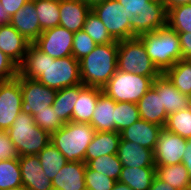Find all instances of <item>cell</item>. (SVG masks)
<instances>
[{
	"instance_id": "b9f144b4",
	"label": "cell",
	"mask_w": 191,
	"mask_h": 190,
	"mask_svg": "<svg viewBox=\"0 0 191 190\" xmlns=\"http://www.w3.org/2000/svg\"><path fill=\"white\" fill-rule=\"evenodd\" d=\"M18 151L6 131L0 134V161L19 158Z\"/></svg>"
},
{
	"instance_id": "1f68e13d",
	"label": "cell",
	"mask_w": 191,
	"mask_h": 190,
	"mask_svg": "<svg viewBox=\"0 0 191 190\" xmlns=\"http://www.w3.org/2000/svg\"><path fill=\"white\" fill-rule=\"evenodd\" d=\"M84 163L89 169L105 174L116 181L119 180L123 167L117 154L104 155L94 160H85Z\"/></svg>"
},
{
	"instance_id": "f35d334b",
	"label": "cell",
	"mask_w": 191,
	"mask_h": 190,
	"mask_svg": "<svg viewBox=\"0 0 191 190\" xmlns=\"http://www.w3.org/2000/svg\"><path fill=\"white\" fill-rule=\"evenodd\" d=\"M96 46L97 44L85 31L79 30L74 32L72 56L76 60H80L88 55Z\"/></svg>"
},
{
	"instance_id": "484cf974",
	"label": "cell",
	"mask_w": 191,
	"mask_h": 190,
	"mask_svg": "<svg viewBox=\"0 0 191 190\" xmlns=\"http://www.w3.org/2000/svg\"><path fill=\"white\" fill-rule=\"evenodd\" d=\"M83 86L78 84L57 90L52 107L64 124L72 121V112L79 97V90Z\"/></svg>"
},
{
	"instance_id": "11a10c76",
	"label": "cell",
	"mask_w": 191,
	"mask_h": 190,
	"mask_svg": "<svg viewBox=\"0 0 191 190\" xmlns=\"http://www.w3.org/2000/svg\"><path fill=\"white\" fill-rule=\"evenodd\" d=\"M189 108L191 110V95L189 96Z\"/></svg>"
},
{
	"instance_id": "d590c367",
	"label": "cell",
	"mask_w": 191,
	"mask_h": 190,
	"mask_svg": "<svg viewBox=\"0 0 191 190\" xmlns=\"http://www.w3.org/2000/svg\"><path fill=\"white\" fill-rule=\"evenodd\" d=\"M141 119L137 103L116 102L115 105V131L121 132L126 127Z\"/></svg>"
},
{
	"instance_id": "d4e9b609",
	"label": "cell",
	"mask_w": 191,
	"mask_h": 190,
	"mask_svg": "<svg viewBox=\"0 0 191 190\" xmlns=\"http://www.w3.org/2000/svg\"><path fill=\"white\" fill-rule=\"evenodd\" d=\"M102 88L83 86L72 112V121L90 123Z\"/></svg>"
},
{
	"instance_id": "277c9868",
	"label": "cell",
	"mask_w": 191,
	"mask_h": 190,
	"mask_svg": "<svg viewBox=\"0 0 191 190\" xmlns=\"http://www.w3.org/2000/svg\"><path fill=\"white\" fill-rule=\"evenodd\" d=\"M95 132L89 123L71 121L51 133L50 143L65 156L68 162H84L86 149Z\"/></svg>"
},
{
	"instance_id": "ba28073f",
	"label": "cell",
	"mask_w": 191,
	"mask_h": 190,
	"mask_svg": "<svg viewBox=\"0 0 191 190\" xmlns=\"http://www.w3.org/2000/svg\"><path fill=\"white\" fill-rule=\"evenodd\" d=\"M91 10L103 22L107 31L115 41L134 38L129 19L132 14L128 13L117 0L100 2L91 6Z\"/></svg>"
},
{
	"instance_id": "5b68a950",
	"label": "cell",
	"mask_w": 191,
	"mask_h": 190,
	"mask_svg": "<svg viewBox=\"0 0 191 190\" xmlns=\"http://www.w3.org/2000/svg\"><path fill=\"white\" fill-rule=\"evenodd\" d=\"M6 133L19 156L37 155L51 142V134L37 126L32 115L23 112Z\"/></svg>"
},
{
	"instance_id": "bcb514c9",
	"label": "cell",
	"mask_w": 191,
	"mask_h": 190,
	"mask_svg": "<svg viewBox=\"0 0 191 190\" xmlns=\"http://www.w3.org/2000/svg\"><path fill=\"white\" fill-rule=\"evenodd\" d=\"M182 164L185 166L189 173V180L191 183V138L187 139V146L182 159Z\"/></svg>"
},
{
	"instance_id": "7402d4cb",
	"label": "cell",
	"mask_w": 191,
	"mask_h": 190,
	"mask_svg": "<svg viewBox=\"0 0 191 190\" xmlns=\"http://www.w3.org/2000/svg\"><path fill=\"white\" fill-rule=\"evenodd\" d=\"M137 106L142 120L165 127L168 115L162 105L161 96L152 87L137 102Z\"/></svg>"
},
{
	"instance_id": "f546056e",
	"label": "cell",
	"mask_w": 191,
	"mask_h": 190,
	"mask_svg": "<svg viewBox=\"0 0 191 190\" xmlns=\"http://www.w3.org/2000/svg\"><path fill=\"white\" fill-rule=\"evenodd\" d=\"M46 177L53 180L61 168L67 164L65 156L51 143L37 154Z\"/></svg>"
},
{
	"instance_id": "603a6c76",
	"label": "cell",
	"mask_w": 191,
	"mask_h": 190,
	"mask_svg": "<svg viewBox=\"0 0 191 190\" xmlns=\"http://www.w3.org/2000/svg\"><path fill=\"white\" fill-rule=\"evenodd\" d=\"M115 105L116 102L104 92L99 94L96 108L89 123L95 131H115Z\"/></svg>"
},
{
	"instance_id": "5bb4252c",
	"label": "cell",
	"mask_w": 191,
	"mask_h": 190,
	"mask_svg": "<svg viewBox=\"0 0 191 190\" xmlns=\"http://www.w3.org/2000/svg\"><path fill=\"white\" fill-rule=\"evenodd\" d=\"M22 176V186L27 190H54L52 180L46 177L37 155L18 158Z\"/></svg>"
},
{
	"instance_id": "c3c4849f",
	"label": "cell",
	"mask_w": 191,
	"mask_h": 190,
	"mask_svg": "<svg viewBox=\"0 0 191 190\" xmlns=\"http://www.w3.org/2000/svg\"><path fill=\"white\" fill-rule=\"evenodd\" d=\"M167 10L171 7H175L182 4H191V0H163Z\"/></svg>"
},
{
	"instance_id": "44dd1931",
	"label": "cell",
	"mask_w": 191,
	"mask_h": 190,
	"mask_svg": "<svg viewBox=\"0 0 191 190\" xmlns=\"http://www.w3.org/2000/svg\"><path fill=\"white\" fill-rule=\"evenodd\" d=\"M84 162H67L52 180L54 190H81L85 187Z\"/></svg>"
},
{
	"instance_id": "7a4b0ae2",
	"label": "cell",
	"mask_w": 191,
	"mask_h": 190,
	"mask_svg": "<svg viewBox=\"0 0 191 190\" xmlns=\"http://www.w3.org/2000/svg\"><path fill=\"white\" fill-rule=\"evenodd\" d=\"M118 41L97 45L79 60L80 78L85 86L103 88L118 70Z\"/></svg>"
},
{
	"instance_id": "4dcf8cb0",
	"label": "cell",
	"mask_w": 191,
	"mask_h": 190,
	"mask_svg": "<svg viewBox=\"0 0 191 190\" xmlns=\"http://www.w3.org/2000/svg\"><path fill=\"white\" fill-rule=\"evenodd\" d=\"M42 31L59 26L60 0H34Z\"/></svg>"
},
{
	"instance_id": "83f0119b",
	"label": "cell",
	"mask_w": 191,
	"mask_h": 190,
	"mask_svg": "<svg viewBox=\"0 0 191 190\" xmlns=\"http://www.w3.org/2000/svg\"><path fill=\"white\" fill-rule=\"evenodd\" d=\"M155 176L158 179L168 183L176 190H181L182 188L191 185L189 173L182 163L175 165L155 166Z\"/></svg>"
},
{
	"instance_id": "d6986e66",
	"label": "cell",
	"mask_w": 191,
	"mask_h": 190,
	"mask_svg": "<svg viewBox=\"0 0 191 190\" xmlns=\"http://www.w3.org/2000/svg\"><path fill=\"white\" fill-rule=\"evenodd\" d=\"M117 156L124 167H155L153 150L120 139Z\"/></svg>"
},
{
	"instance_id": "f907efd6",
	"label": "cell",
	"mask_w": 191,
	"mask_h": 190,
	"mask_svg": "<svg viewBox=\"0 0 191 190\" xmlns=\"http://www.w3.org/2000/svg\"><path fill=\"white\" fill-rule=\"evenodd\" d=\"M112 190H132V189L128 185L121 183L119 181H116Z\"/></svg>"
},
{
	"instance_id": "816d5d0a",
	"label": "cell",
	"mask_w": 191,
	"mask_h": 190,
	"mask_svg": "<svg viewBox=\"0 0 191 190\" xmlns=\"http://www.w3.org/2000/svg\"><path fill=\"white\" fill-rule=\"evenodd\" d=\"M84 1L92 6L94 4H98L100 2H105V1H109V0H84Z\"/></svg>"
},
{
	"instance_id": "ffe728a7",
	"label": "cell",
	"mask_w": 191,
	"mask_h": 190,
	"mask_svg": "<svg viewBox=\"0 0 191 190\" xmlns=\"http://www.w3.org/2000/svg\"><path fill=\"white\" fill-rule=\"evenodd\" d=\"M162 126L140 119L120 132L123 140L134 142L154 151Z\"/></svg>"
},
{
	"instance_id": "f6af8a7d",
	"label": "cell",
	"mask_w": 191,
	"mask_h": 190,
	"mask_svg": "<svg viewBox=\"0 0 191 190\" xmlns=\"http://www.w3.org/2000/svg\"><path fill=\"white\" fill-rule=\"evenodd\" d=\"M182 51V59H191V33H178Z\"/></svg>"
},
{
	"instance_id": "db71d44e",
	"label": "cell",
	"mask_w": 191,
	"mask_h": 190,
	"mask_svg": "<svg viewBox=\"0 0 191 190\" xmlns=\"http://www.w3.org/2000/svg\"><path fill=\"white\" fill-rule=\"evenodd\" d=\"M181 190H191V185L185 188H182Z\"/></svg>"
},
{
	"instance_id": "d6a6232c",
	"label": "cell",
	"mask_w": 191,
	"mask_h": 190,
	"mask_svg": "<svg viewBox=\"0 0 191 190\" xmlns=\"http://www.w3.org/2000/svg\"><path fill=\"white\" fill-rule=\"evenodd\" d=\"M167 25L177 33H191V4L168 9Z\"/></svg>"
},
{
	"instance_id": "836d02e7",
	"label": "cell",
	"mask_w": 191,
	"mask_h": 190,
	"mask_svg": "<svg viewBox=\"0 0 191 190\" xmlns=\"http://www.w3.org/2000/svg\"><path fill=\"white\" fill-rule=\"evenodd\" d=\"M167 131L185 139L191 138V110L189 107L168 115L164 127Z\"/></svg>"
},
{
	"instance_id": "9c48e42d",
	"label": "cell",
	"mask_w": 191,
	"mask_h": 190,
	"mask_svg": "<svg viewBox=\"0 0 191 190\" xmlns=\"http://www.w3.org/2000/svg\"><path fill=\"white\" fill-rule=\"evenodd\" d=\"M22 90L21 112L34 115L52 106L57 90L43 85L37 79L23 78L20 75Z\"/></svg>"
},
{
	"instance_id": "8d00e7d4",
	"label": "cell",
	"mask_w": 191,
	"mask_h": 190,
	"mask_svg": "<svg viewBox=\"0 0 191 190\" xmlns=\"http://www.w3.org/2000/svg\"><path fill=\"white\" fill-rule=\"evenodd\" d=\"M82 30L85 31L97 45L115 42L103 22L92 10L88 13Z\"/></svg>"
},
{
	"instance_id": "8fae6325",
	"label": "cell",
	"mask_w": 191,
	"mask_h": 190,
	"mask_svg": "<svg viewBox=\"0 0 191 190\" xmlns=\"http://www.w3.org/2000/svg\"><path fill=\"white\" fill-rule=\"evenodd\" d=\"M74 32L62 26L44 30L33 44L54 59L72 56Z\"/></svg>"
},
{
	"instance_id": "f5cc1de1",
	"label": "cell",
	"mask_w": 191,
	"mask_h": 190,
	"mask_svg": "<svg viewBox=\"0 0 191 190\" xmlns=\"http://www.w3.org/2000/svg\"><path fill=\"white\" fill-rule=\"evenodd\" d=\"M6 190H27L24 186H17Z\"/></svg>"
},
{
	"instance_id": "681fc988",
	"label": "cell",
	"mask_w": 191,
	"mask_h": 190,
	"mask_svg": "<svg viewBox=\"0 0 191 190\" xmlns=\"http://www.w3.org/2000/svg\"><path fill=\"white\" fill-rule=\"evenodd\" d=\"M11 16L4 11L3 6L0 3V25L10 24Z\"/></svg>"
},
{
	"instance_id": "7bdbcfd3",
	"label": "cell",
	"mask_w": 191,
	"mask_h": 190,
	"mask_svg": "<svg viewBox=\"0 0 191 190\" xmlns=\"http://www.w3.org/2000/svg\"><path fill=\"white\" fill-rule=\"evenodd\" d=\"M128 13L139 15L153 0H117Z\"/></svg>"
},
{
	"instance_id": "8992f818",
	"label": "cell",
	"mask_w": 191,
	"mask_h": 190,
	"mask_svg": "<svg viewBox=\"0 0 191 190\" xmlns=\"http://www.w3.org/2000/svg\"><path fill=\"white\" fill-rule=\"evenodd\" d=\"M118 70L146 77H158L161 72L150 60L139 37L118 41Z\"/></svg>"
},
{
	"instance_id": "4fadbf2b",
	"label": "cell",
	"mask_w": 191,
	"mask_h": 190,
	"mask_svg": "<svg viewBox=\"0 0 191 190\" xmlns=\"http://www.w3.org/2000/svg\"><path fill=\"white\" fill-rule=\"evenodd\" d=\"M167 14L163 0H153L139 15H132L129 19L133 35L139 37L167 26Z\"/></svg>"
},
{
	"instance_id": "6da1fadb",
	"label": "cell",
	"mask_w": 191,
	"mask_h": 190,
	"mask_svg": "<svg viewBox=\"0 0 191 190\" xmlns=\"http://www.w3.org/2000/svg\"><path fill=\"white\" fill-rule=\"evenodd\" d=\"M18 73L23 78L37 79L56 90L82 84L79 60L73 56L54 59L33 43L29 45L23 62L18 66Z\"/></svg>"
},
{
	"instance_id": "9a60e30c",
	"label": "cell",
	"mask_w": 191,
	"mask_h": 190,
	"mask_svg": "<svg viewBox=\"0 0 191 190\" xmlns=\"http://www.w3.org/2000/svg\"><path fill=\"white\" fill-rule=\"evenodd\" d=\"M152 88L161 96L167 115L189 107V96L176 89L164 73L154 79Z\"/></svg>"
},
{
	"instance_id": "7dc6e473",
	"label": "cell",
	"mask_w": 191,
	"mask_h": 190,
	"mask_svg": "<svg viewBox=\"0 0 191 190\" xmlns=\"http://www.w3.org/2000/svg\"><path fill=\"white\" fill-rule=\"evenodd\" d=\"M149 190H176V189L155 176Z\"/></svg>"
},
{
	"instance_id": "ee69618b",
	"label": "cell",
	"mask_w": 191,
	"mask_h": 190,
	"mask_svg": "<svg viewBox=\"0 0 191 190\" xmlns=\"http://www.w3.org/2000/svg\"><path fill=\"white\" fill-rule=\"evenodd\" d=\"M30 0H0L5 12L11 17Z\"/></svg>"
},
{
	"instance_id": "3957f363",
	"label": "cell",
	"mask_w": 191,
	"mask_h": 190,
	"mask_svg": "<svg viewBox=\"0 0 191 190\" xmlns=\"http://www.w3.org/2000/svg\"><path fill=\"white\" fill-rule=\"evenodd\" d=\"M139 38L150 60L161 73L182 59L179 35L168 25L154 32L145 33Z\"/></svg>"
},
{
	"instance_id": "52a82bcc",
	"label": "cell",
	"mask_w": 191,
	"mask_h": 190,
	"mask_svg": "<svg viewBox=\"0 0 191 190\" xmlns=\"http://www.w3.org/2000/svg\"><path fill=\"white\" fill-rule=\"evenodd\" d=\"M155 78L117 70L102 92L115 102L137 103L152 87Z\"/></svg>"
},
{
	"instance_id": "e0dca14e",
	"label": "cell",
	"mask_w": 191,
	"mask_h": 190,
	"mask_svg": "<svg viewBox=\"0 0 191 190\" xmlns=\"http://www.w3.org/2000/svg\"><path fill=\"white\" fill-rule=\"evenodd\" d=\"M36 12L34 0H30L11 17L10 21V24L30 43L43 32Z\"/></svg>"
},
{
	"instance_id": "ac0fdd59",
	"label": "cell",
	"mask_w": 191,
	"mask_h": 190,
	"mask_svg": "<svg viewBox=\"0 0 191 190\" xmlns=\"http://www.w3.org/2000/svg\"><path fill=\"white\" fill-rule=\"evenodd\" d=\"M30 44L11 24L0 25V51L18 66L23 62Z\"/></svg>"
},
{
	"instance_id": "cb8c5ba5",
	"label": "cell",
	"mask_w": 191,
	"mask_h": 190,
	"mask_svg": "<svg viewBox=\"0 0 191 190\" xmlns=\"http://www.w3.org/2000/svg\"><path fill=\"white\" fill-rule=\"evenodd\" d=\"M120 139L119 132L96 131L86 149L85 160H94L104 155L117 154Z\"/></svg>"
},
{
	"instance_id": "f1b7e54d",
	"label": "cell",
	"mask_w": 191,
	"mask_h": 190,
	"mask_svg": "<svg viewBox=\"0 0 191 190\" xmlns=\"http://www.w3.org/2000/svg\"><path fill=\"white\" fill-rule=\"evenodd\" d=\"M164 74L182 94L191 95V59H181Z\"/></svg>"
},
{
	"instance_id": "30bf717a",
	"label": "cell",
	"mask_w": 191,
	"mask_h": 190,
	"mask_svg": "<svg viewBox=\"0 0 191 190\" xmlns=\"http://www.w3.org/2000/svg\"><path fill=\"white\" fill-rule=\"evenodd\" d=\"M22 90L20 74L12 80L0 82V129L7 131L21 113Z\"/></svg>"
},
{
	"instance_id": "74e56055",
	"label": "cell",
	"mask_w": 191,
	"mask_h": 190,
	"mask_svg": "<svg viewBox=\"0 0 191 190\" xmlns=\"http://www.w3.org/2000/svg\"><path fill=\"white\" fill-rule=\"evenodd\" d=\"M33 119L37 126L48 131L50 134L59 130L64 125L61 119L58 118V115L55 113L52 106L34 114Z\"/></svg>"
},
{
	"instance_id": "9f6ffc18",
	"label": "cell",
	"mask_w": 191,
	"mask_h": 190,
	"mask_svg": "<svg viewBox=\"0 0 191 190\" xmlns=\"http://www.w3.org/2000/svg\"><path fill=\"white\" fill-rule=\"evenodd\" d=\"M81 190H89L87 187H84L83 189H81Z\"/></svg>"
},
{
	"instance_id": "7c38bea8",
	"label": "cell",
	"mask_w": 191,
	"mask_h": 190,
	"mask_svg": "<svg viewBox=\"0 0 191 190\" xmlns=\"http://www.w3.org/2000/svg\"><path fill=\"white\" fill-rule=\"evenodd\" d=\"M187 146V139L163 128L158 136L154 153L155 166L175 165L182 163Z\"/></svg>"
},
{
	"instance_id": "60d3db41",
	"label": "cell",
	"mask_w": 191,
	"mask_h": 190,
	"mask_svg": "<svg viewBox=\"0 0 191 190\" xmlns=\"http://www.w3.org/2000/svg\"><path fill=\"white\" fill-rule=\"evenodd\" d=\"M18 76V65L0 51V82L9 81Z\"/></svg>"
},
{
	"instance_id": "ab89813d",
	"label": "cell",
	"mask_w": 191,
	"mask_h": 190,
	"mask_svg": "<svg viewBox=\"0 0 191 190\" xmlns=\"http://www.w3.org/2000/svg\"><path fill=\"white\" fill-rule=\"evenodd\" d=\"M116 180L105 174L98 173L86 166L85 170V187L89 190H112Z\"/></svg>"
},
{
	"instance_id": "2e32d148",
	"label": "cell",
	"mask_w": 191,
	"mask_h": 190,
	"mask_svg": "<svg viewBox=\"0 0 191 190\" xmlns=\"http://www.w3.org/2000/svg\"><path fill=\"white\" fill-rule=\"evenodd\" d=\"M59 26L72 32L83 29L86 17L91 11V5L84 0H60Z\"/></svg>"
},
{
	"instance_id": "4316f807",
	"label": "cell",
	"mask_w": 191,
	"mask_h": 190,
	"mask_svg": "<svg viewBox=\"0 0 191 190\" xmlns=\"http://www.w3.org/2000/svg\"><path fill=\"white\" fill-rule=\"evenodd\" d=\"M154 177L155 167L123 166L118 181L128 185L132 190H149Z\"/></svg>"
},
{
	"instance_id": "e575fe53",
	"label": "cell",
	"mask_w": 191,
	"mask_h": 190,
	"mask_svg": "<svg viewBox=\"0 0 191 190\" xmlns=\"http://www.w3.org/2000/svg\"><path fill=\"white\" fill-rule=\"evenodd\" d=\"M22 186V176L19 160L8 159L0 161V190Z\"/></svg>"
}]
</instances>
